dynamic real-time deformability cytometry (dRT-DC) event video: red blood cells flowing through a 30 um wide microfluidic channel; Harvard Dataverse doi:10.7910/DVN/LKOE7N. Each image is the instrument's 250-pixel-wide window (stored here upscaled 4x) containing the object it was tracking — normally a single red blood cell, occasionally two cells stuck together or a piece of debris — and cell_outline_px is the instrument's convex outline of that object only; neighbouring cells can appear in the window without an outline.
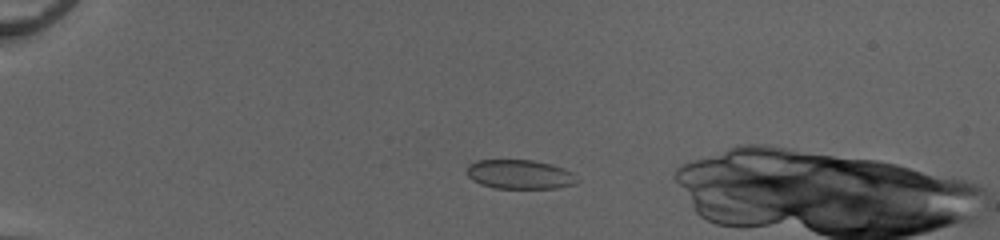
{"species": "common noctule bat (a hibernating species)", "species_latin": "Nyctalus noctula", "temperature_condition": "cold", "stored_images_in_passage": 45, "camera_frame_rate_fps": 3000, "um_per_image_px": 0.085, "animal": {"sex": "female", "body_mass_g": 20.0, "forearm_length_mm": 54.0}, "frame": {"image": 1, "passage_image": 9, "time_ms": 2.667, "image_size_px": [1000, 240], "cell_outline_px": [[580, 180], [576, 184], [556, 188], [492, 188], [480, 184], [472, 180], [468, 176], [468, 164], [476, 160], [532, 160], [552, 164], [564, 168], [572, 172]], "centroid_in_image_um": [44.2, 14.82], "position_along_channel_um": 40.8, "area_um2": 18.96}}
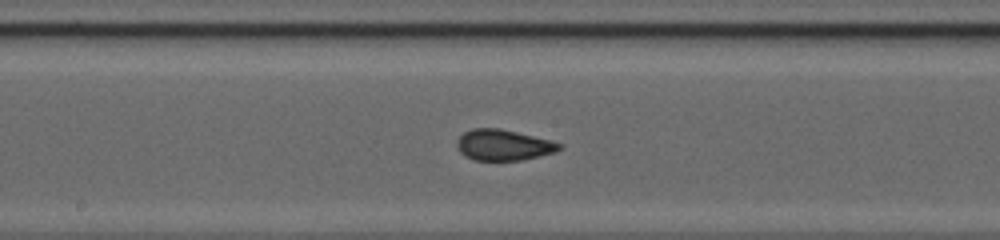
{"frame": {"image": 2, "passage_image": 25, "time_ms": 8.0, "image_size_px": [1000, 240], "cell_outline_px": [[564, 144], [556, 152], [540, 156], [520, 160], [472, 160], [464, 156], [460, 152], [456, 144], [456, 140], [464, 132], [472, 128], [500, 128]], "centroid_in_image_um": [42.75, 12.33], "position_along_channel_um": 205.4, "area_um2": 18.38}}
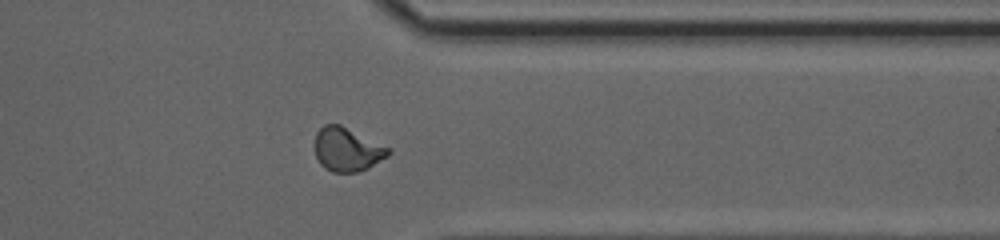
{"frame": {"image": 3, "passage_image": 38, "time_ms": 12.333, "image_size_px": [1000, 240], "cell_outline_px": [[392, 152], [388, 156], [368, 168], [356, 172], [332, 172], [324, 168], [320, 164], [316, 156], [316, 132], [324, 124], [340, 124], [392, 148]], "centroid_in_image_um": [29.54, 12.7], "position_along_channel_um": 381.9, "area_um2": 18.84}}